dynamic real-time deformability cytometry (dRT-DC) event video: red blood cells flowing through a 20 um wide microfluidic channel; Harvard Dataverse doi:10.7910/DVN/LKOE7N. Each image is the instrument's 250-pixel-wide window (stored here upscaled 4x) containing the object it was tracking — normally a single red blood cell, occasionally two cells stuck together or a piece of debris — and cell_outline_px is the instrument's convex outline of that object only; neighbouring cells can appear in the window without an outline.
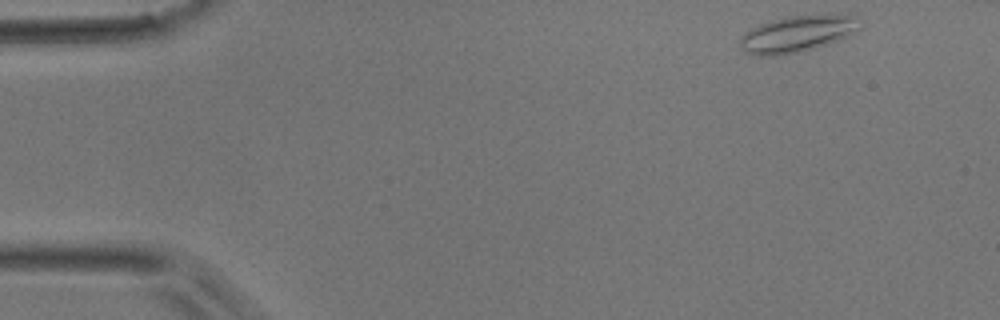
{"species": "common noctule bat (a hibernating species)", "species_latin": "Nyctalus noctula", "temperature_condition": "room temperature", "stored_images_in_passage": 43, "camera_frame_rate_fps": 3000, "um_per_image_px": 0.085, "animal": {"sex": "male", "body_mass_g": 17.9}, "frame": {"image": 1, "passage_image": 1, "time_ms": 0.0, "image_size_px": [1000, 320], "cell_outline_px": [[860, 28], [836, 40], [812, 48], [796, 52], [772, 56], [760, 56], [744, 52], [740, 48], [740, 36], [744, 32], [760, 24], [784, 16], [856, 16]], "centroid_in_image_um": [67.63, 2.89], "position_along_channel_um": 17.4, "area_um2": 24.57}}
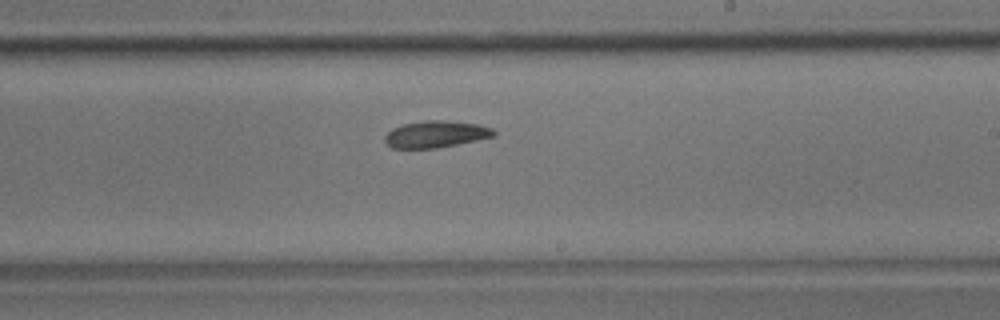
{"frame": {"image": 2, "passage_image": 26, "time_ms": 8.333, "image_size_px": [1000, 320], "cell_outline_px": [[496, 136], [436, 148], [392, 148], [384, 140], [384, 136], [392, 128], [404, 124], [424, 120], [444, 120], [476, 124], [492, 128], [496, 132]], "centroid_in_image_um": [37.03, 11.4], "position_along_channel_um": 252.0, "area_um2": 16.88}}
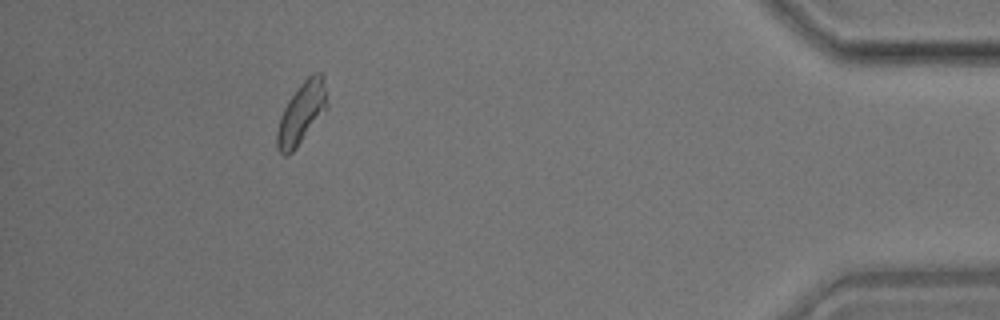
{"frame": {"image": 3, "passage_image": 42, "time_ms": 13.667, "image_size_px": [1000, 320], "cell_outline_px": [[328, 108], [296, 148], [288, 156], [284, 156], [276, 148], [276, 132], [280, 116], [288, 100], [300, 84], [312, 72], [324, 72], [328, 104]], "centroid_in_image_um": [25.65, 9.59], "position_along_channel_um": 409.6, "area_um2": 18.32}}